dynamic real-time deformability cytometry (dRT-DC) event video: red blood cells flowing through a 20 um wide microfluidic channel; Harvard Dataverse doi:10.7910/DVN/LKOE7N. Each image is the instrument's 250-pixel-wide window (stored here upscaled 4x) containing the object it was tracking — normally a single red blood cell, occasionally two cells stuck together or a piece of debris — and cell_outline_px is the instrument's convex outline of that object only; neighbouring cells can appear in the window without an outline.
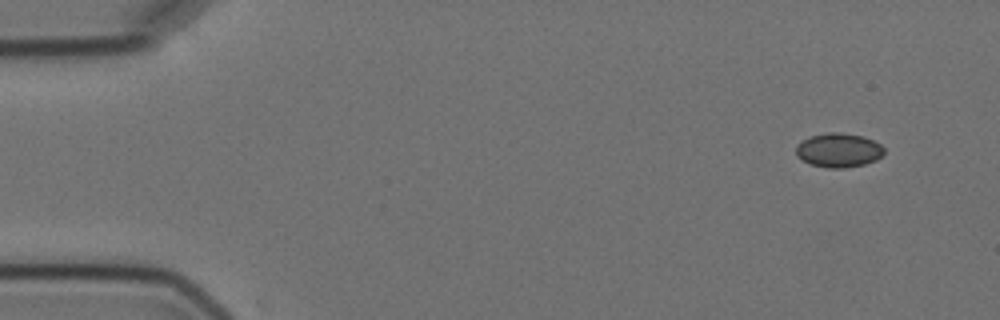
{"species": "Egyptian fruit bat (a non-hibernating species)", "species_latin": "Rousettus aegyptiacus", "temperature_condition": "cold", "stored_images_in_passage": 6, "camera_frame_rate_fps": 3000, "um_per_image_px": 0.085, "animal": {"sex": "female"}, "frame": {"image": 1, "passage_image": 1, "time_ms": 0.0, "image_size_px": [1000, 320], "cell_outline_px": [[884, 152], [876, 160], [864, 164], [844, 168], [828, 168], [812, 164], [796, 156], [796, 144], [808, 136], [828, 132], [840, 132], [864, 136], [880, 144], [884, 148]], "centroid_in_image_um": [71.26, 12.75], "position_along_channel_um": 13.7, "area_um2": 17.57}}
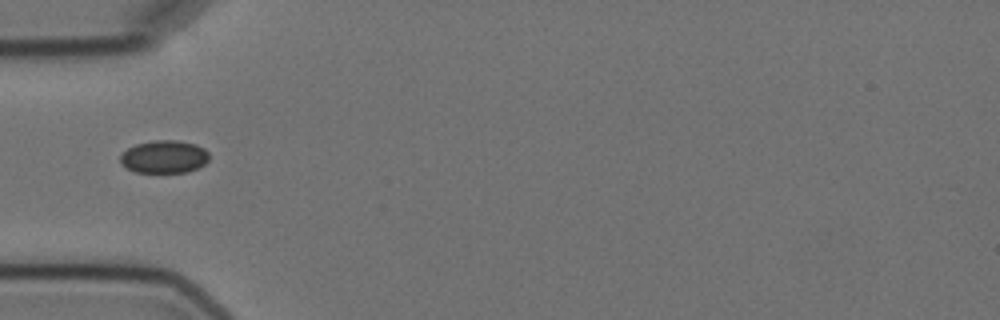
{"frame": {"image": 2, "passage_image": 5, "time_ms": 4.667, "image_size_px": [1000, 320], "cell_outline_px": [[208, 160], [204, 164], [188, 172], [136, 172], [120, 164], [120, 156], [128, 148], [136, 144], [156, 140], [176, 140], [196, 144], [204, 148], [208, 152]], "centroid_in_image_um": [13.96, 13.32], "position_along_channel_um": 71.0, "area_um2": 16.88}}
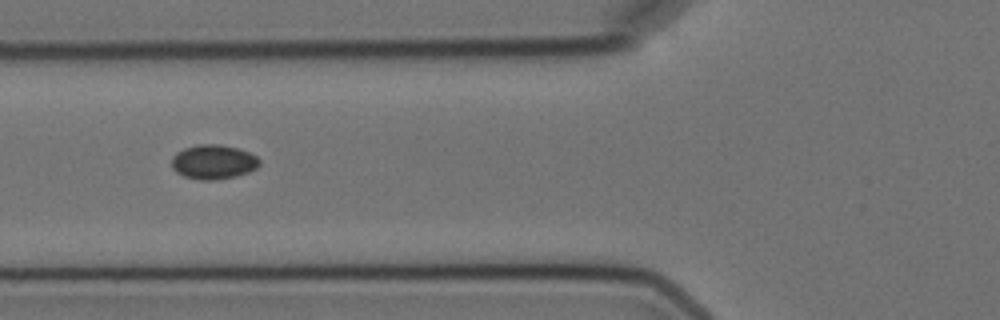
{"frame": {"image": 3, "passage_image": 6, "time_ms": 5.667, "image_size_px": [1000, 320], "cell_outline_px": [[260, 164], [256, 168], [248, 172], [236, 176], [216, 180], [200, 180], [184, 176], [176, 172], [172, 168], [172, 156], [176, 152], [184, 148], [196, 144], [220, 144], [236, 148], [248, 152], [256, 156], [260, 160]], "centroid_in_image_um": [18.12, 13.76], "position_along_channel_um": 107.7, "area_um2": 17.69}}